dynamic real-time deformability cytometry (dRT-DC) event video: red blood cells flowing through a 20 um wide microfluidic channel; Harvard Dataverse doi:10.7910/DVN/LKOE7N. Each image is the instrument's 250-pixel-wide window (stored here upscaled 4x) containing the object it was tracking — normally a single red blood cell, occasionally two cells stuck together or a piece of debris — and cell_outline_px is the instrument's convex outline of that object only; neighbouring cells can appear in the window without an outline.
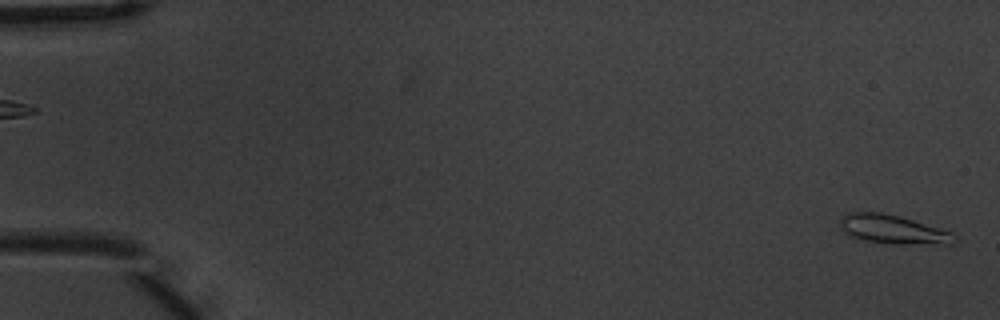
{"species": "common noctule bat (a hibernating species)", "species_latin": "Nyctalus noctula", "temperature_condition": "warm", "stored_images_in_passage": 5, "segment_of_instrument_passage": [2, 2], "camera_frame_rate_fps": 3000, "um_per_image_px": 0.085, "animal": {"sex": "male", "body_mass_g": 20.1, "forearm_length_mm": 53.5}, "frame": {"image": 1, "passage_image": 5, "time_ms": 1.333, "image_size_px": [1000, 320], "cell_outline_px": [[956, 240], [952, 244], [892, 244], [864, 240], [848, 236], [844, 232], [840, 224], [840, 220], [848, 212], [880, 212], [900, 216], [940, 228], [952, 232], [956, 236]], "centroid_in_image_um": [75.91, 19.51], "position_along_channel_um": 9.1, "area_um2": 19.31}}